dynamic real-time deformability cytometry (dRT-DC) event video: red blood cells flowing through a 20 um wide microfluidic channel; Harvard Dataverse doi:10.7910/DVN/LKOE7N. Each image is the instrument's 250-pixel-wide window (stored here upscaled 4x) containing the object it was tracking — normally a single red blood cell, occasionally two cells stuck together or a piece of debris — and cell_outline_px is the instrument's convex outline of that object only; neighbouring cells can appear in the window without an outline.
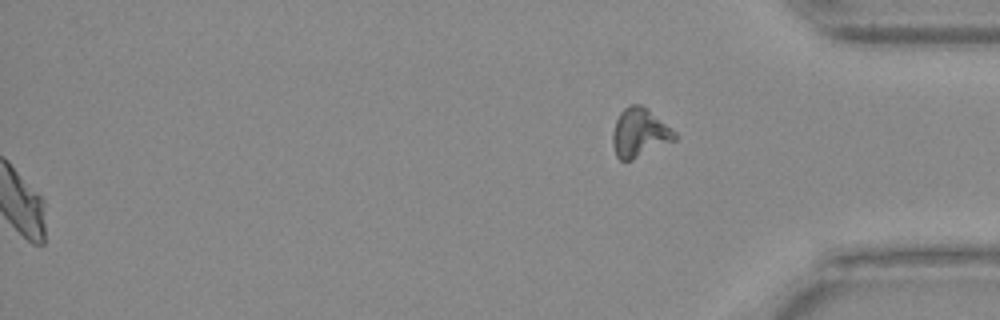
{"species": "Egyptian fruit bat (a non-hibernating species)", "species_latin": "Rousettus aegyptiacus", "temperature_condition": "warm", "stored_images_in_passage": 49, "segment_of_instrument_passage": [2, 2], "camera_frame_rate_fps": 3000, "um_per_image_px": 0.085, "animal": {"sex": "female"}, "frame": {"image": 1, "passage_image": 49, "time_ms": 16.0, "image_size_px": [1000, 320], "cell_outline_px": [[676, 140], [632, 160], [620, 160], [616, 156], [612, 144], [612, 132], [616, 120], [620, 112], [628, 104], [640, 104], [648, 108], [676, 132]], "centroid_in_image_um": [54.35, 11.27], "position_along_channel_um": 380.8, "area_um2": 17.8}}